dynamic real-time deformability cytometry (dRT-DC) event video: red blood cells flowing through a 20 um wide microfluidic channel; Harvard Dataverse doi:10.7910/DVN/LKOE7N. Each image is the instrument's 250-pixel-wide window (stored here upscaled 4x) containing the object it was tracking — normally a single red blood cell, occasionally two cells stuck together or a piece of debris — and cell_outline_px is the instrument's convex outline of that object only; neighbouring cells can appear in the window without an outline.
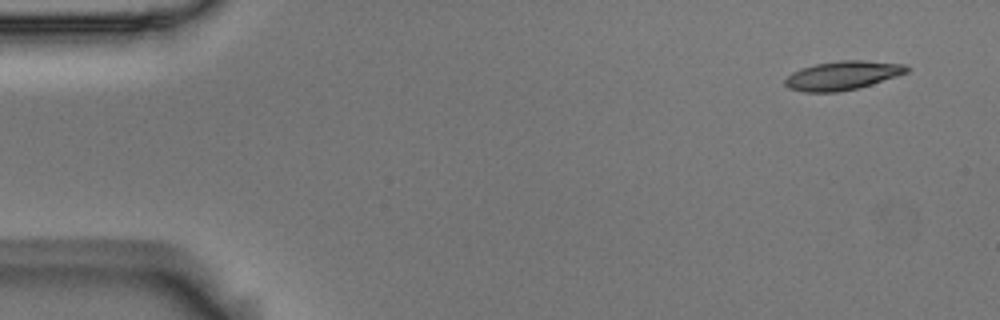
{"species": "Egyptian fruit bat (a non-hibernating species)", "species_latin": "Rousettus aegyptiacus", "temperature_condition": "room temperature", "stored_images_in_passage": 52, "camera_frame_rate_fps": 3000, "um_per_image_px": 0.085, "animal": {"sex": "male"}, "frame": {"image": 1, "passage_image": 1, "time_ms": 0.0, "image_size_px": [1000, 320], "cell_outline_px": [[908, 72], [872, 84], [856, 88], [836, 92], [804, 92], [788, 88], [784, 84], [784, 80], [792, 72], [800, 68], [816, 64], [840, 60], [864, 60], [904, 64], [908, 68]], "centroid_in_image_um": [71.58, 6.41], "position_along_channel_um": 13.4, "area_um2": 20.35}}
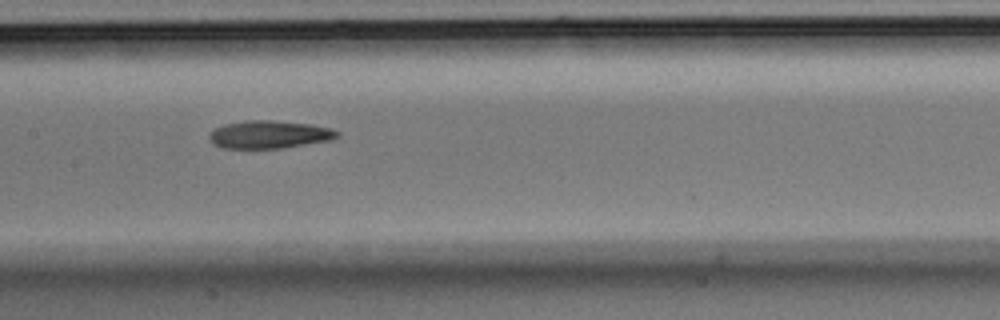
{"frame": {"image": 2, "passage_image": 24, "time_ms": 7.667, "image_size_px": [1000, 320], "cell_outline_px": [[340, 136], [332, 140], [284, 148], [224, 148], [208, 140], [208, 136], [216, 128], [224, 124], [244, 120], [272, 120], [308, 124], [332, 128], [340, 132]], "centroid_in_image_um": [22.93, 11.43], "position_along_channel_um": 184.5, "area_um2": 20.81}}
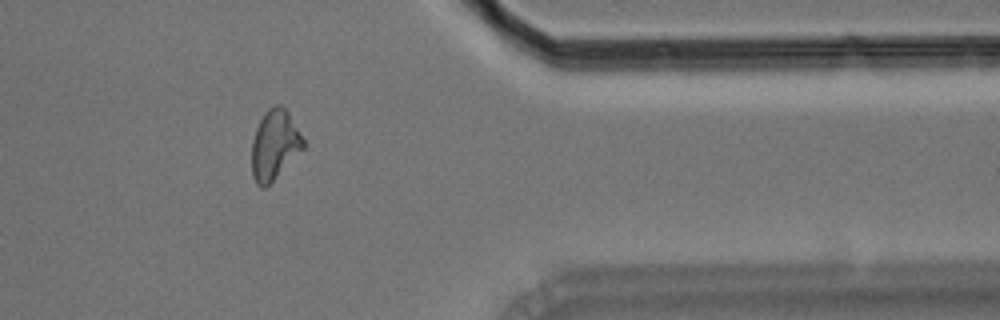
{"frame": {"image": 3, "passage_image": 42, "time_ms": 13.667, "image_size_px": [1000, 320], "cell_outline_px": [[304, 148], [264, 188], [260, 188], [256, 184], [252, 176], [252, 140], [256, 128], [264, 112], [268, 108], [276, 104], [280, 104], [288, 112], [304, 140]], "centroid_in_image_um": [23.31, 12.3], "position_along_channel_um": 388.1, "area_um2": 20.63}, "authors_computed_cell_mechanics": {"area_um2": 20.6346, "velocity_mm_per_s": 3.6808, "shape_relaxation_time_tau1_ms": null, "shape_relaxation_time_tau2_ms": 5.2216, "deformation_change_tau1": null, "deformation_change_tau2": 0.1414}}